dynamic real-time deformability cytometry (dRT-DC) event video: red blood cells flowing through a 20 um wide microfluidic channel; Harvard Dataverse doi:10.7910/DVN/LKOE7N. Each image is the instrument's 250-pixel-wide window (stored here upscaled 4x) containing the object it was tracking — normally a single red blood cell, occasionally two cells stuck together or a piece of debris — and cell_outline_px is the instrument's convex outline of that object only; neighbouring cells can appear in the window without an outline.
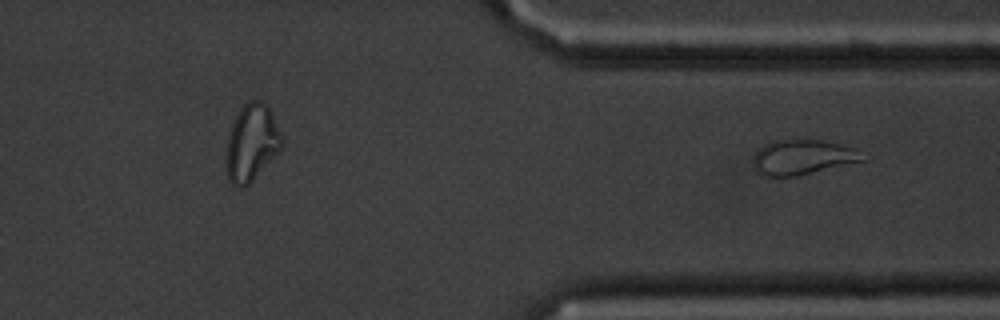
{"species": "common noctule bat (a hibernating species)", "species_latin": "Nyctalus noctula", "temperature_condition": "cold", "stored_images_in_passage": 42, "segment_of_instrument_passage": [2, 2], "camera_frame_rate_fps": 3000, "um_per_image_px": 0.085, "animal": {"sex": "male", "body_mass_g": 20.1, "forearm_length_mm": 53.5}, "frame": {"image": 1, "passage_image": 42, "time_ms": 13.667, "image_size_px": [1000, 320], "cell_outline_px": [[868, 160], [796, 176], [764, 176], [756, 172], [756, 152], [764, 144], [772, 140], [796, 136], [824, 140], [856, 148]], "centroid_in_image_um": [68.27, 13.3], "position_along_channel_um": 343.1, "area_um2": 22.89}}